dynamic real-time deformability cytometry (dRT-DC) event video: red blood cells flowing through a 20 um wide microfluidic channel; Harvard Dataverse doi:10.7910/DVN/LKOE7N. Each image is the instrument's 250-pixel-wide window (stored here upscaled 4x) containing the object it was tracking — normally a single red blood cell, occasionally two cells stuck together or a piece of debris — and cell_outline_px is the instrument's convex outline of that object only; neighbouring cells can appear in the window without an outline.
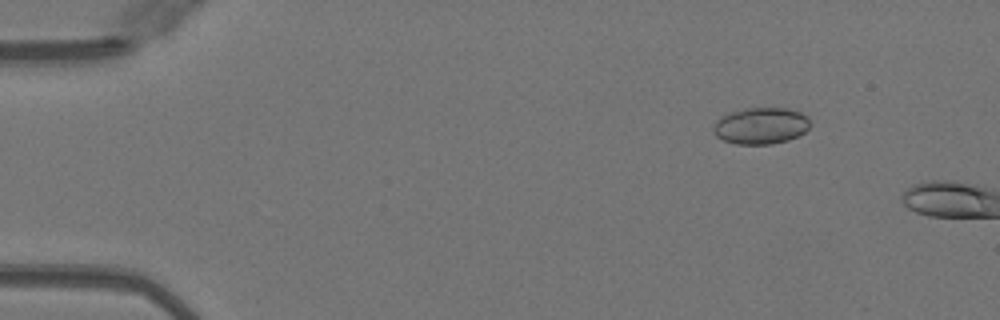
{"species": "Egyptian fruit bat (a non-hibernating species)", "species_latin": "Rousettus aegyptiacus", "temperature_condition": "warm", "stored_images_in_passage": 3, "camera_frame_rate_fps": 3000, "um_per_image_px": 0.085, "animal": {"sex": "female"}, "frame": {"image": 1, "passage_image": 1, "time_ms": 0.0, "image_size_px": [1000, 320], "cell_outline_px": [[808, 128], [800, 136], [788, 140], [772, 144], [736, 144], [724, 140], [716, 136], [712, 132], [712, 128], [716, 120], [720, 116], [744, 108], [788, 108], [800, 112], [808, 116]], "centroid_in_image_um": [64.65, 10.69], "position_along_channel_um": 20.3, "area_um2": 20.75}}